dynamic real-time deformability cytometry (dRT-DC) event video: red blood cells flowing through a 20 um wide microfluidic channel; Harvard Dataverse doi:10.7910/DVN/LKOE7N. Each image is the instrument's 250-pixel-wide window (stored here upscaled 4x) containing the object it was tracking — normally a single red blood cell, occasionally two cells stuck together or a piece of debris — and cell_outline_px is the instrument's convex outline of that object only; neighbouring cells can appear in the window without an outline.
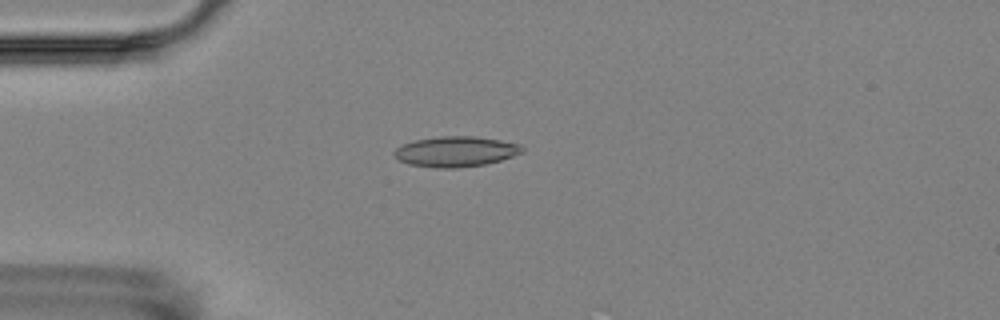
{"species": "Egyptian fruit bat (a non-hibernating species)", "species_latin": "Rousettus aegyptiacus", "temperature_condition": "room temperature", "stored_images_in_passage": 8, "camera_frame_rate_fps": 3000, "um_per_image_px": 0.085, "animal": {"sex": "female"}, "frame": {"image": 1, "passage_image": 5, "time_ms": 4.667, "image_size_px": [1000, 320], "cell_outline_px": [[524, 152], [500, 160], [484, 164], [456, 168], [436, 168], [408, 164], [400, 160], [392, 152], [396, 148], [404, 144], [416, 140], [440, 136], [476, 136], [500, 140], [520, 144], [524, 148]], "centroid_in_image_um": [38.75, 12.88], "position_along_channel_um": 46.2, "area_um2": 22.54}}
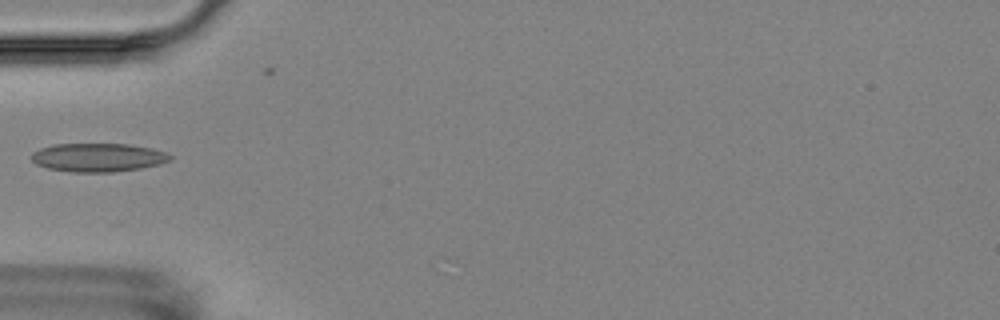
{"frame": {"image": 2, "passage_image": 6, "time_ms": 6.0, "image_size_px": [1000, 320], "cell_outline_px": [[172, 160], [160, 164], [140, 168], [112, 172], [68, 172], [48, 168], [36, 164], [32, 160], [32, 152], [40, 148], [52, 144], [128, 144], [152, 148], [164, 152], [172, 156]], "centroid_in_image_um": [8.32, 13.38], "position_along_channel_um": 76.7, "area_um2": 23.12}}